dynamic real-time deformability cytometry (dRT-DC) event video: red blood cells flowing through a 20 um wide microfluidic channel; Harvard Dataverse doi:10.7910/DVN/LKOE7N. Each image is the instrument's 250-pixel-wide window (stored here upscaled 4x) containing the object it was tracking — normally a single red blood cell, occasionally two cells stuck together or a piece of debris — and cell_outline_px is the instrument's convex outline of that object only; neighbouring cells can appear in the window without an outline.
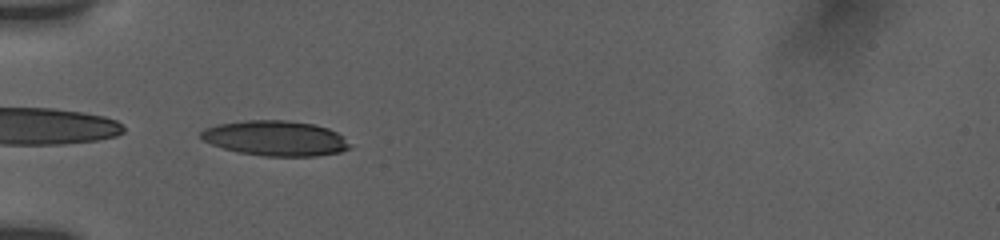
{"species": "human", "species_latin": "Homo sapiens", "temperature_condition": "room temperature", "stored_images_in_passage": 9, "camera_frame_rate_fps": 3000, "um_per_image_px": 0.085, "donor": {"sex": "female"}, "frame": {"image": 1, "passage_image": 1, "time_ms": 0.0, "image_size_px": [1000, 240], "cell_outline_px": [[352, 148], [340, 152], [316, 156], [264, 156], [240, 152], [224, 148], [212, 144], [204, 140], [200, 136], [200, 132], [204, 128], [216, 124], [248, 120], [288, 120], [312, 124], [328, 128], [336, 132]], "centroid_in_image_um": [23.39, 11.75], "position_along_channel_um": 61.6, "area_um2": 30.23}}
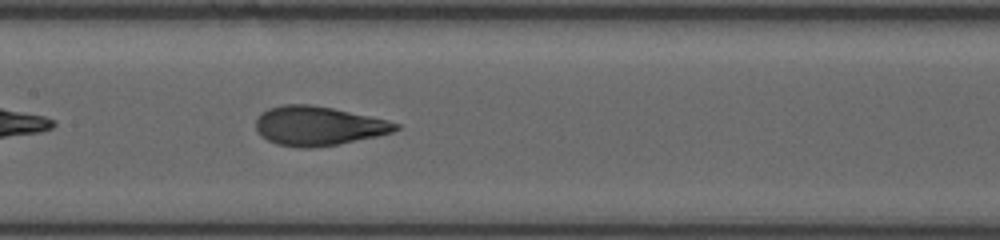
{"frame": {"image": 2, "passage_image": 7, "time_ms": 3.333, "image_size_px": [1000, 240], "cell_outline_px": [[400, 128], [392, 132], [376, 136], [336, 144], [308, 148], [300, 148], [276, 144], [268, 140], [256, 128], [256, 120], [268, 108], [284, 104], [312, 104], [332, 108], [388, 120], [400, 124]], "centroid_in_image_um": [27.07, 10.69], "position_along_channel_um": 180.3, "area_um2": 31.5}}
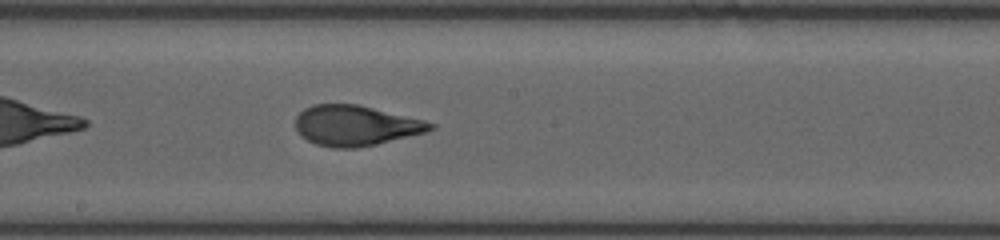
{"frame": {"image": 3, "passage_image": 9, "time_ms": 4.333, "image_size_px": [1000, 240], "cell_outline_px": [[436, 128], [424, 132], [376, 144], [356, 148], [332, 148], [316, 144], [300, 136], [296, 128], [296, 116], [304, 108], [312, 104], [356, 104], [424, 120], [436, 124]], "centroid_in_image_um": [30.19, 10.67], "position_along_channel_um": 218.0, "area_um2": 31.5}}